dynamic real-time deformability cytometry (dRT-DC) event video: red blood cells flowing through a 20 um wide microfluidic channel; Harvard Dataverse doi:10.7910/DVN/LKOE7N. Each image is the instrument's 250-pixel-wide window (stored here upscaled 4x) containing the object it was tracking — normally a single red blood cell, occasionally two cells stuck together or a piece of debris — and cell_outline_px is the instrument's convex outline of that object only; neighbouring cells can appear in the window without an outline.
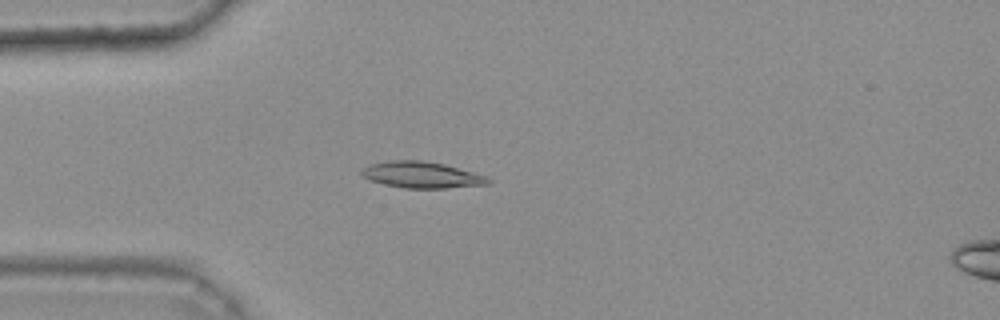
{"species": "common noctule bat (a hibernating species)", "species_latin": "Nyctalus noctula", "temperature_condition": "warm", "stored_images_in_passage": 46, "camera_frame_rate_fps": 3000, "um_per_image_px": 0.085, "animal": {"sex": "female", "body_mass_g": 25.1}, "frame": {"image": 1, "passage_image": 15, "time_ms": 4.667, "image_size_px": [1000, 320], "cell_outline_px": [[492, 180], [488, 184], [444, 188], [404, 188], [384, 184], [368, 180], [360, 172], [368, 164], [392, 160], [424, 160], [444, 164], [488, 176]], "centroid_in_image_um": [35.84, 14.86], "position_along_channel_um": 49.2, "area_um2": 19.42}}
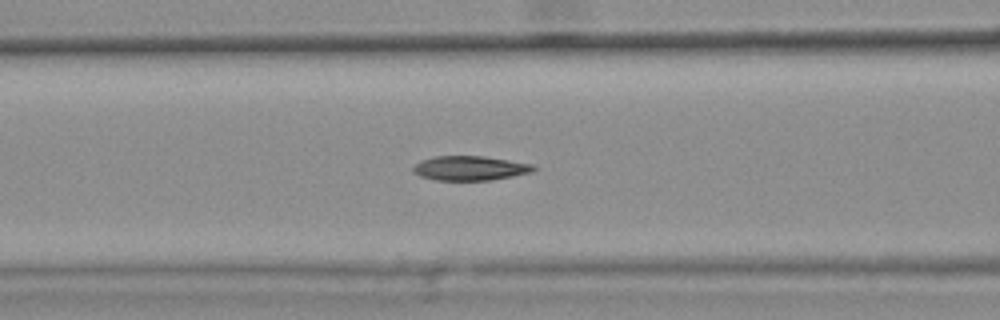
{"frame": {"image": 2, "passage_image": 22, "time_ms": 7.0, "image_size_px": [1000, 320], "cell_outline_px": [[536, 168], [532, 172], [492, 180], [436, 180], [420, 176], [412, 172], [412, 168], [420, 160], [432, 156], [484, 156], [532, 164]], "centroid_in_image_um": [39.91, 14.29], "position_along_channel_um": 126.7, "area_um2": 17.17}}
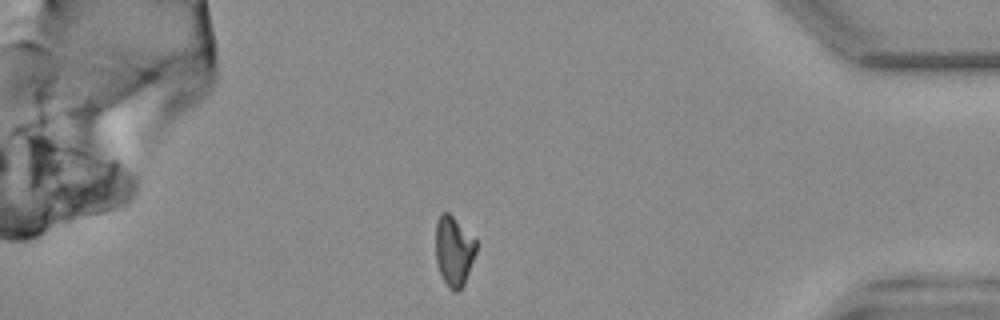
{"frame": {"image": 3, "passage_image": 46, "time_ms": 15.0, "image_size_px": [1000, 320], "cell_outline_px": [[476, 252], [464, 284], [460, 292], [456, 292], [448, 288], [440, 272], [436, 260], [436, 220], [440, 212], [448, 212], [476, 240]], "centroid_in_image_um": [38.57, 21.34], "position_along_channel_um": 396.6, "area_um2": 16.42}, "authors_computed_cell_mechanics": {"area_um2": 17.8024, "velocity_mm_per_s": 3.7912, "shape_relaxation_time_tau1_ms": 9.1231, "shape_relaxation_time_tau2_ms": 2.9636, "deformation_change_tau1": 0.2194, "deformation_change_tau2": 0.0761}}